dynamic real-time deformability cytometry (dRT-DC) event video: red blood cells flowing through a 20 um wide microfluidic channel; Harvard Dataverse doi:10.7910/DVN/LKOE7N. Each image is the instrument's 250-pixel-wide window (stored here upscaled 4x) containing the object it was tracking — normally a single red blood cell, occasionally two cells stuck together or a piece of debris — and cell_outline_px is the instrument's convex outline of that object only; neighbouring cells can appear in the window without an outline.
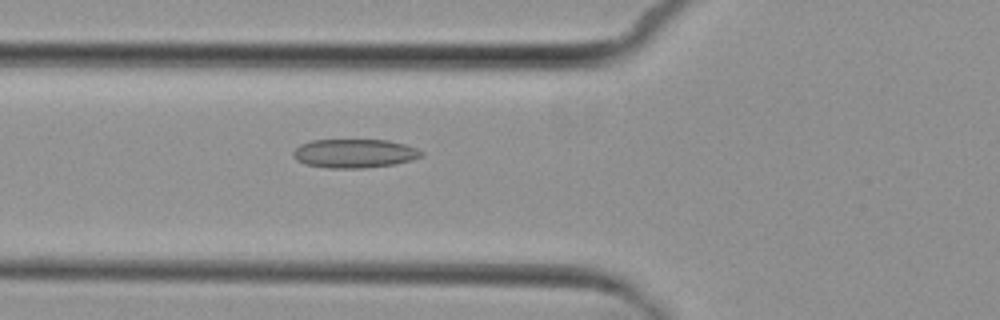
{"species": "common noctule bat (a hibernating species)", "species_latin": "Nyctalus noctula", "temperature_condition": "cold", "stored_images_in_passage": 3, "camera_frame_rate_fps": 3000, "um_per_image_px": 0.085, "animal": {"sex": "female", "body_mass_g": 29.2, "forearm_length_mm": 56.3}, "frame": {"image": 1, "passage_image": 3, "time_ms": 2.333, "image_size_px": [1000, 320], "cell_outline_px": [[424, 156], [412, 160], [396, 164], [364, 168], [328, 168], [304, 164], [296, 160], [292, 156], [292, 152], [300, 144], [312, 140], [388, 140], [404, 144], [416, 148], [424, 152]], "centroid_in_image_um": [30.13, 13.05], "position_along_channel_um": 95.7, "area_um2": 21.73}}